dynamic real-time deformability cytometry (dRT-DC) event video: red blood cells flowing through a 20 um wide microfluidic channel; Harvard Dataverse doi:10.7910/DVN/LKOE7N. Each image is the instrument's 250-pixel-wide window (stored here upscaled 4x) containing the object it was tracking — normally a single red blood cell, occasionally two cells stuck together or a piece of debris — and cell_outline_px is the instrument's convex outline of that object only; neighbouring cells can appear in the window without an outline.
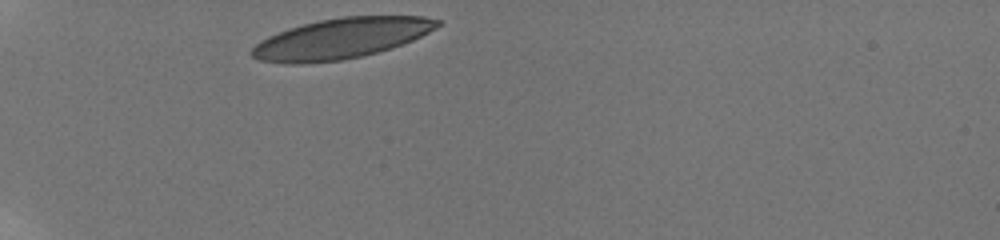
{"species": "human", "species_latin": "Homo sapiens", "temperature_condition": "room temperature", "stored_images_in_passage": 19, "camera_frame_rate_fps": 3000, "um_per_image_px": 0.085, "donor": {"sex": "male"}, "frame": {"image": 1, "passage_image": 1, "time_ms": 0.0, "image_size_px": [1000, 240], "cell_outline_px": [[440, 24], [436, 28], [412, 40], [392, 48], [344, 60], [304, 64], [284, 64], [260, 60], [252, 56], [248, 52], [260, 40], [268, 36], [288, 28], [320, 20], [344, 16], [424, 16], [440, 20]], "centroid_in_image_um": [28.96, 3.28], "position_along_channel_um": 56.0, "area_um2": 43.75}}
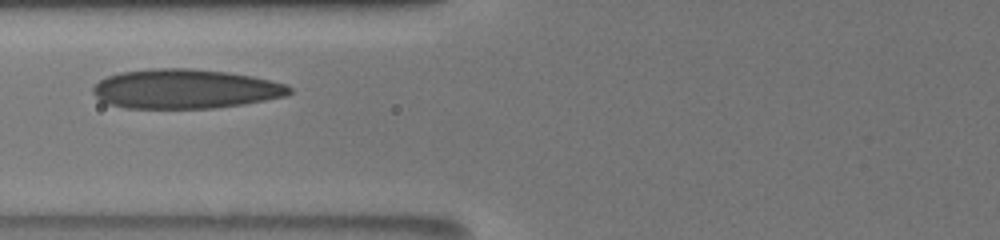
{"frame": {"image": 2, "passage_image": 18, "time_ms": 2.333, "image_size_px": [1000, 240], "cell_outline_px": [[292, 92], [284, 96], [244, 104], [212, 108], [124, 108], [108, 104], [100, 100], [92, 92], [92, 88], [100, 80], [108, 76], [120, 72], [152, 68], [192, 68], [228, 72], [252, 76], [288, 84], [292, 88]], "centroid_in_image_um": [15.74, 7.55], "position_along_channel_um": 110.1, "area_um2": 45.26}}